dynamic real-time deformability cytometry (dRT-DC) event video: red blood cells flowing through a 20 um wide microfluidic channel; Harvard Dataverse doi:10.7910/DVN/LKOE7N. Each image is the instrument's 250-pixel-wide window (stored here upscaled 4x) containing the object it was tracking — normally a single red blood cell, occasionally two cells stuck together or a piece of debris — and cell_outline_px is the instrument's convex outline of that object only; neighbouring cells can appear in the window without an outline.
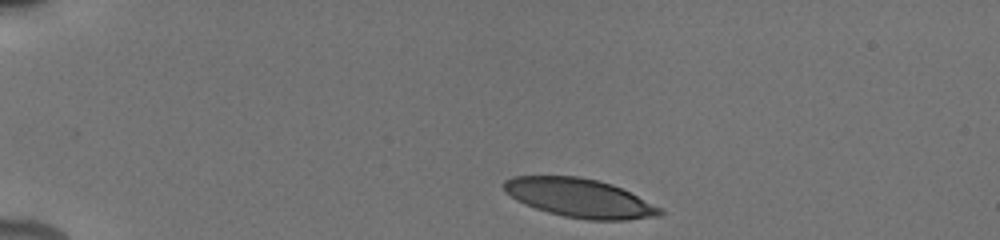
{"species": "human", "species_latin": "Homo sapiens", "temperature_condition": "cold", "stored_images_in_passage": 11, "camera_frame_rate_fps": 3000, "um_per_image_px": 0.085, "donor": {"sex": "male"}, "frame": {"image": 1, "passage_image": 1, "time_ms": 0.0, "image_size_px": [1000, 240], "cell_outline_px": [[664, 212], [660, 216], [628, 220], [588, 220], [564, 216], [548, 212], [524, 204], [516, 200], [504, 192], [504, 180], [512, 176], [580, 176], [612, 184], [660, 208]], "centroid_in_image_um": [49.22, 16.83], "position_along_channel_um": 35.8, "area_um2": 35.03}}
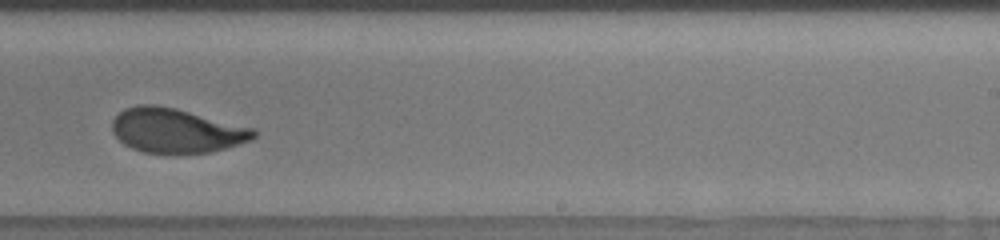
{"frame": {"image": 2, "passage_image": 10, "time_ms": 8.0, "image_size_px": [1000, 240], "cell_outline_px": [[256, 136], [252, 140], [224, 148], [208, 152], [144, 152], [132, 148], [124, 144], [112, 132], [112, 120], [124, 108], [136, 104], [156, 104], [176, 108], [256, 128]], "centroid_in_image_um": [14.98, 11.06], "position_along_channel_um": 274.0, "area_um2": 36.53}}
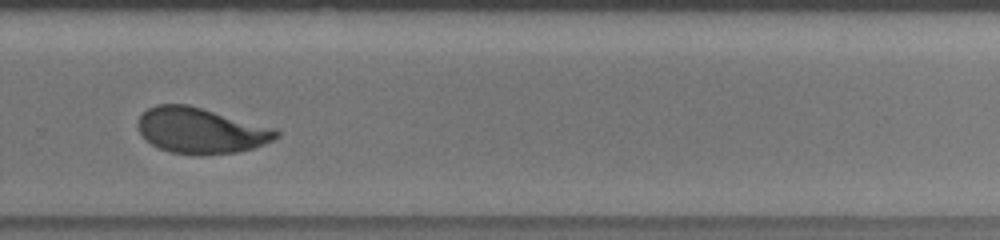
{"frame": {"image": 3, "passage_image": 11, "time_ms": 9.0, "image_size_px": [1000, 240], "cell_outline_px": [[280, 136], [264, 144], [240, 152], [200, 156], [172, 152], [160, 148], [152, 144], [140, 132], [136, 124], [140, 116], [148, 108], [156, 104], [188, 104], [276, 128], [280, 132]], "centroid_in_image_um": [17.09, 11.1], "position_along_channel_um": 312.7, "area_um2": 36.99}}